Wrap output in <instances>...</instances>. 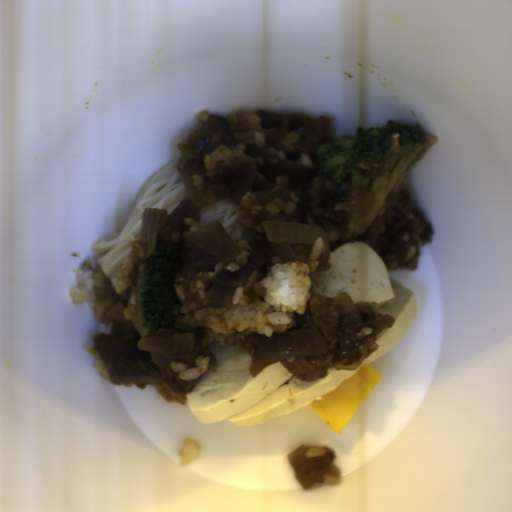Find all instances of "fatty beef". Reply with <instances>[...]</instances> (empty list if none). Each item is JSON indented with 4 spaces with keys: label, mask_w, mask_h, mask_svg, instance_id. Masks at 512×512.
<instances>
[{
    "label": "fatty beef",
    "mask_w": 512,
    "mask_h": 512,
    "mask_svg": "<svg viewBox=\"0 0 512 512\" xmlns=\"http://www.w3.org/2000/svg\"><path fill=\"white\" fill-rule=\"evenodd\" d=\"M267 338H269L267 334H259L258 332H254L250 328H247L241 332L232 333L228 337L227 341L228 343L244 349L254 357L258 344Z\"/></svg>",
    "instance_id": "7"
},
{
    "label": "fatty beef",
    "mask_w": 512,
    "mask_h": 512,
    "mask_svg": "<svg viewBox=\"0 0 512 512\" xmlns=\"http://www.w3.org/2000/svg\"><path fill=\"white\" fill-rule=\"evenodd\" d=\"M182 335L180 331L172 328L154 329L150 336H174Z\"/></svg>",
    "instance_id": "8"
},
{
    "label": "fatty beef",
    "mask_w": 512,
    "mask_h": 512,
    "mask_svg": "<svg viewBox=\"0 0 512 512\" xmlns=\"http://www.w3.org/2000/svg\"><path fill=\"white\" fill-rule=\"evenodd\" d=\"M336 457L328 446L311 445L294 450L289 460L300 487L309 490L315 484H341L342 472Z\"/></svg>",
    "instance_id": "4"
},
{
    "label": "fatty beef",
    "mask_w": 512,
    "mask_h": 512,
    "mask_svg": "<svg viewBox=\"0 0 512 512\" xmlns=\"http://www.w3.org/2000/svg\"><path fill=\"white\" fill-rule=\"evenodd\" d=\"M202 126L189 133L179 147L180 171L186 192L196 209L222 200L239 205L248 191H252L257 205L267 206L272 199L290 203L293 195L298 202L293 213L261 212L257 221L304 223L323 228L329 245L316 258L314 272L332 270L333 251L350 243L364 242L373 249L390 270H415L419 251L430 243L433 228L428 219L414 209L412 196L404 183L422 157L437 143V136L414 127L422 137V150L408 165L400 179L387 192L372 224L362 235L351 234L345 223L351 211L353 171L339 184L323 173L317 148L332 144L331 119L328 116L309 118L303 113H272L262 109L235 111L225 116L208 109L196 117ZM262 132L264 146L285 152L280 159L257 149L253 134ZM246 145V155L263 158L265 164L250 160L236 162L214 178H207L204 156L212 154L220 145L233 149Z\"/></svg>",
    "instance_id": "1"
},
{
    "label": "fatty beef",
    "mask_w": 512,
    "mask_h": 512,
    "mask_svg": "<svg viewBox=\"0 0 512 512\" xmlns=\"http://www.w3.org/2000/svg\"><path fill=\"white\" fill-rule=\"evenodd\" d=\"M242 236L251 247L248 253V262L255 257L263 258L264 264L254 270L257 272L256 280L258 281L266 278L269 273L272 267L271 258H278L281 263L301 262L305 264L311 261L310 254L313 244L270 242L264 228L259 233L257 230L245 227Z\"/></svg>",
    "instance_id": "5"
},
{
    "label": "fatty beef",
    "mask_w": 512,
    "mask_h": 512,
    "mask_svg": "<svg viewBox=\"0 0 512 512\" xmlns=\"http://www.w3.org/2000/svg\"><path fill=\"white\" fill-rule=\"evenodd\" d=\"M390 153L384 161L379 164L371 162L354 163L353 167L358 174L365 179L374 180L377 184L385 185L388 176L401 158L404 150L399 143V133L395 134L390 142Z\"/></svg>",
    "instance_id": "6"
},
{
    "label": "fatty beef",
    "mask_w": 512,
    "mask_h": 512,
    "mask_svg": "<svg viewBox=\"0 0 512 512\" xmlns=\"http://www.w3.org/2000/svg\"><path fill=\"white\" fill-rule=\"evenodd\" d=\"M169 215L164 209L147 208L143 213L142 228L137 240H133L130 259L137 268L133 287L116 292L110 280L97 292L100 301H112L113 308L120 302L124 315L137 332L132 333L108 316L102 324L111 326L109 332H95L92 347L104 362L110 384L114 386L155 387L168 403L184 405L186 396L193 391L200 376L194 380L180 379L170 362L186 364L185 368L196 367L199 356L209 357V366L217 363L213 351L201 340L193 341L194 348L188 352L162 353L139 350L138 340L145 337L146 327L140 315L141 296L144 289L145 269L148 258L155 252L157 243L177 242L182 246V265L175 276L186 277L191 272H213L221 259H217L201 247L192 243L189 235L191 226L182 222L181 228L166 225ZM174 276V277H175Z\"/></svg>",
    "instance_id": "2"
},
{
    "label": "fatty beef",
    "mask_w": 512,
    "mask_h": 512,
    "mask_svg": "<svg viewBox=\"0 0 512 512\" xmlns=\"http://www.w3.org/2000/svg\"><path fill=\"white\" fill-rule=\"evenodd\" d=\"M339 294L334 297H323L310 290V299L303 313L294 311V325L285 331L316 330L324 344V353H315L302 358L320 371L318 377L325 376L328 368L354 370L365 361L378 347L377 335L390 328L395 321L392 315L382 312L375 302L354 303L362 319L361 324L345 323L342 308L337 304ZM366 326H372L371 335L362 339L357 333Z\"/></svg>",
    "instance_id": "3"
}]
</instances>
